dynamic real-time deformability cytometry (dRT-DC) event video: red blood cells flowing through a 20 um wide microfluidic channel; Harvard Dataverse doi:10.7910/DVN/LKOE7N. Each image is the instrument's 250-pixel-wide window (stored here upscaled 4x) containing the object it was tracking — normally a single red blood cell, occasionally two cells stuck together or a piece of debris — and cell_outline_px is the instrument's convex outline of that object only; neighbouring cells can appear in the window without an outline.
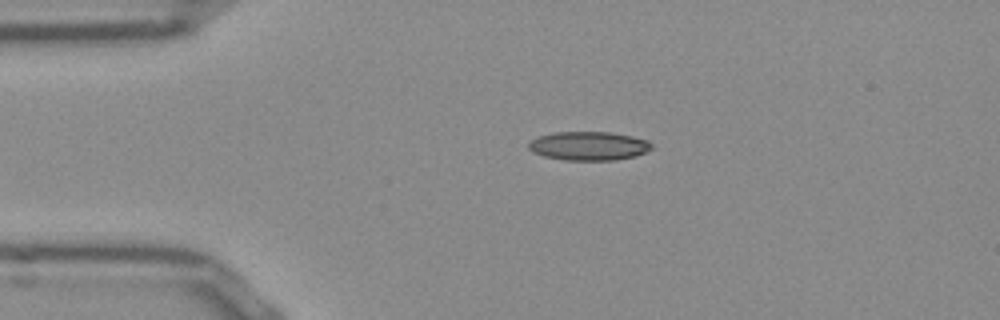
{"species": "Egyptian fruit bat (a non-hibernating species)", "species_latin": "Rousettus aegyptiacus", "temperature_condition": "room temperature", "stored_images_in_passage": 42, "camera_frame_rate_fps": 3000, "um_per_image_px": 0.085, "frame": {"image": 1, "passage_image": 1, "time_ms": 0.0, "image_size_px": [1000, 320], "cell_outline_px": [[652, 148], [636, 156], [616, 160], [564, 160], [544, 156], [532, 152], [528, 148], [528, 144], [532, 140], [540, 136], [556, 132], [608, 132], [632, 136], [648, 140], [652, 144]], "centroid_in_image_um": [50.05, 12.41], "position_along_channel_um": 35.0, "area_um2": 20.58}}
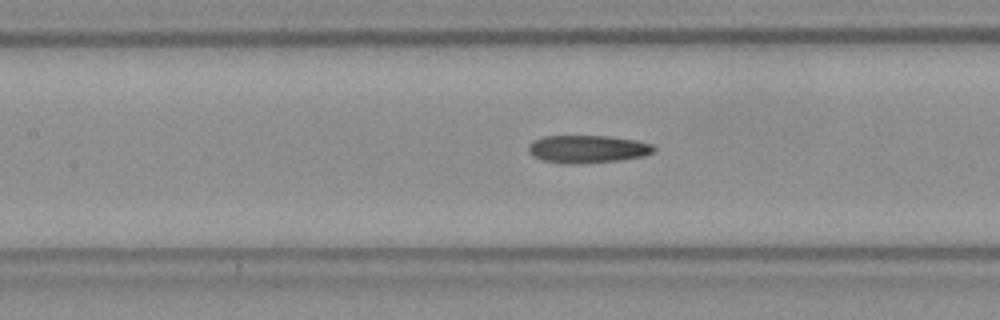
{"frame": {"image": 2, "passage_image": 13, "time_ms": 4.0, "image_size_px": [1000, 320], "cell_outline_px": [[656, 148], [652, 152], [644, 156], [620, 160], [572, 164], [560, 164], [544, 160], [532, 156], [528, 152], [528, 144], [532, 140], [544, 136], [608, 136], [636, 140], [652, 144]], "centroid_in_image_um": [49.9, 12.67], "position_along_channel_um": 157.5, "area_um2": 20.4}}
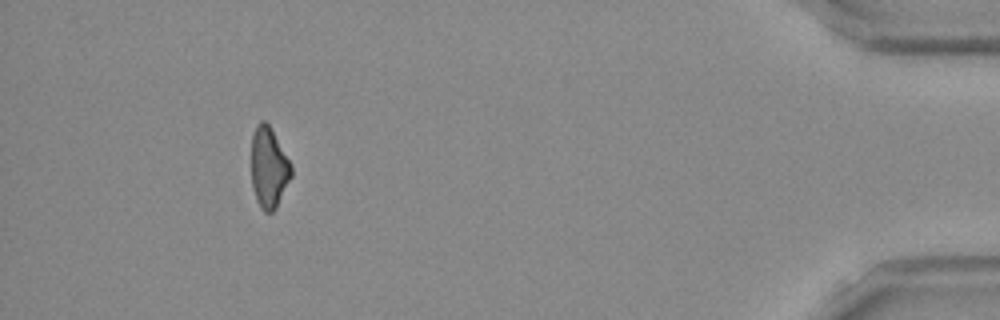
{"frame": {"image": 3, "passage_image": 38, "time_ms": 12.333, "image_size_px": [1000, 320], "cell_outline_px": [[292, 176], [276, 208], [272, 212], [264, 212], [260, 208], [256, 200], [252, 188], [252, 136], [256, 124], [260, 120], [264, 120], [268, 124], [292, 164]], "centroid_in_image_um": [22.85, 14.27], "position_along_channel_um": 412.4, "area_um2": 18.84}, "authors_computed_cell_mechanics": {"area_um2": 20.0855, "velocity_mm_per_s": 3.867, "shape_relaxation_time_tau1_ms": null, "shape_relaxation_time_tau2_ms": 2.0798, "deformation_change_tau1": null, "deformation_change_tau2": 0.1115}}